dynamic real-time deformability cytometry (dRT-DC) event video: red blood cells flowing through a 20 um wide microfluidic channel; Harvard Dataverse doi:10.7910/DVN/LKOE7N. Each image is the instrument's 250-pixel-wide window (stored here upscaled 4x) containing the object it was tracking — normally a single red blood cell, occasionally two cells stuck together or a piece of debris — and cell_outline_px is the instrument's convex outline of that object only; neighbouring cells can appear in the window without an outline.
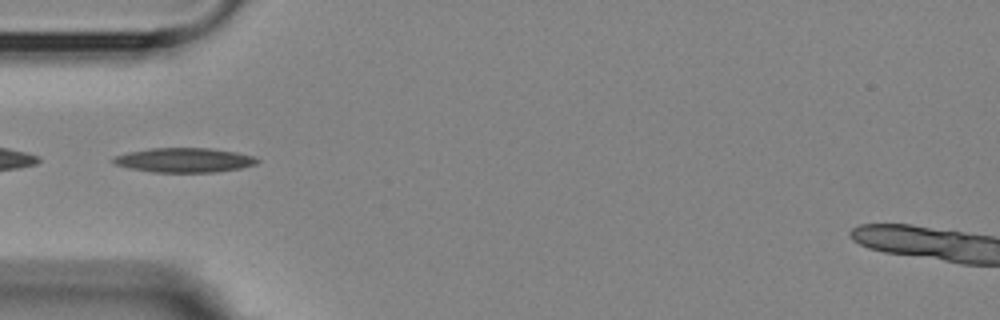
{"species": "Egyptian fruit bat (a non-hibernating species)", "species_latin": "Rousettus aegyptiacus", "temperature_condition": "room temperature", "stored_images_in_passage": 4, "camera_frame_rate_fps": 3000, "um_per_image_px": 0.085, "animal": {"sex": "female"}, "frame": {"image": 1, "passage_image": 3, "time_ms": 2.0, "image_size_px": [1000, 320], "cell_outline_px": [[260, 160], [256, 164], [240, 168], [216, 172], [152, 172], [128, 168], [116, 164], [112, 160], [112, 156], [128, 152], [152, 148], [208, 148], [236, 152], [252, 156]], "centroid_in_image_um": [15.63, 13.61], "position_along_channel_um": 69.4, "area_um2": 20.46}}
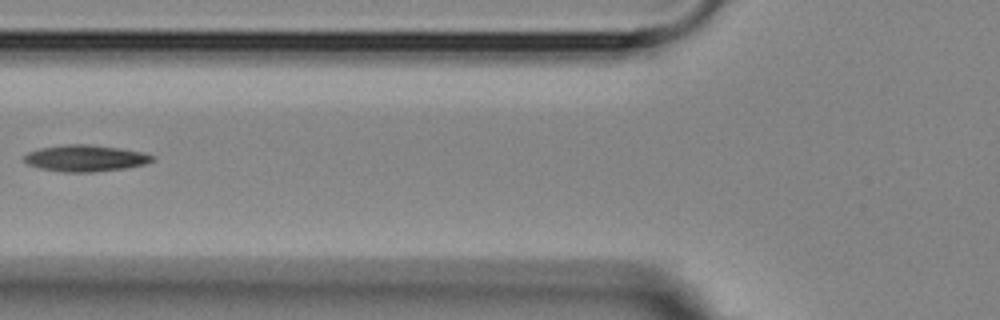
{"frame": {"image": 2, "passage_image": 4, "time_ms": 3.333, "image_size_px": [1000, 320], "cell_outline_px": [[156, 160], [144, 164], [124, 168], [96, 172], [60, 172], [40, 168], [28, 164], [24, 160], [24, 156], [28, 152], [40, 148], [68, 144], [88, 144], [144, 152], [156, 156]], "centroid_in_image_um": [7.28, 13.45], "position_along_channel_um": 118.5, "area_um2": 19.77}}